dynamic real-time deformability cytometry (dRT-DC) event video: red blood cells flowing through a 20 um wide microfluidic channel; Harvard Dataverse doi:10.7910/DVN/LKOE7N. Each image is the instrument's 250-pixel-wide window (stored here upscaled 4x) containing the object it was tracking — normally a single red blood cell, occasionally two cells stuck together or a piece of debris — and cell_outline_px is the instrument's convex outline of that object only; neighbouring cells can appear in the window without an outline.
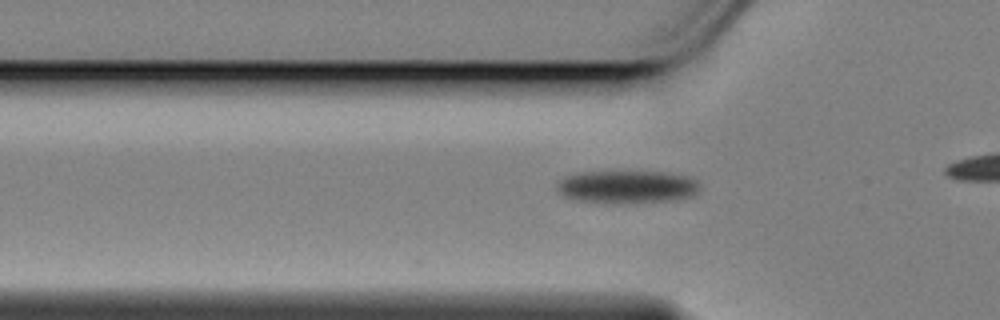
{"species": "Egyptian fruit bat (a non-hibernating species)", "species_latin": "Rousettus aegyptiacus", "temperature_condition": "cold", "stored_images_in_passage": 36, "camera_frame_rate_fps": 3000, "um_per_image_px": 0.085, "animal": {"sex": "female"}, "frame": {"image": 1, "passage_image": 8, "time_ms": 2.333, "image_size_px": [1000, 320], "cell_outline_px": [[700, 188], [692, 196], [672, 200], [620, 204], [612, 204], [576, 200], [564, 196], [556, 192], [556, 180], [564, 176], [580, 172], [668, 172], [692, 176], [700, 184]], "centroid_in_image_um": [53.26, 15.88], "position_along_channel_um": 72.5, "area_um2": 27.98}}
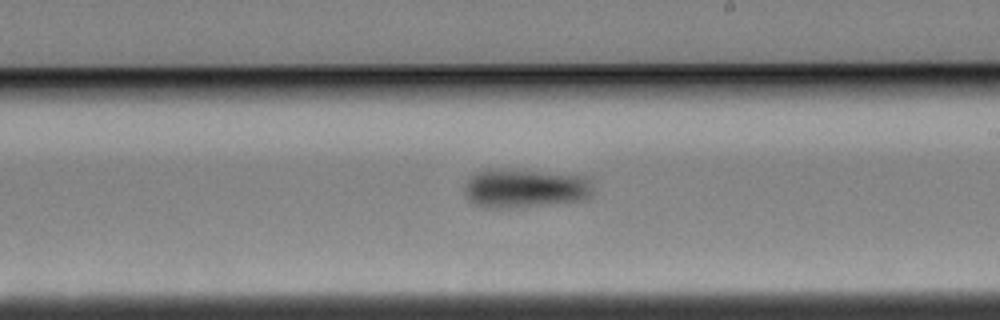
{"frame": {"image": 2, "passage_image": 23, "time_ms": 7.333, "image_size_px": [1000, 320], "cell_outline_px": [[592, 196], [588, 200], [516, 208], [484, 208], [472, 204], [468, 200], [464, 192], [464, 188], [468, 180], [476, 172], [484, 168], [492, 168], [592, 176]], "centroid_in_image_um": [44.65, 16.02], "position_along_channel_um": 244.3, "area_um2": 30.0}}
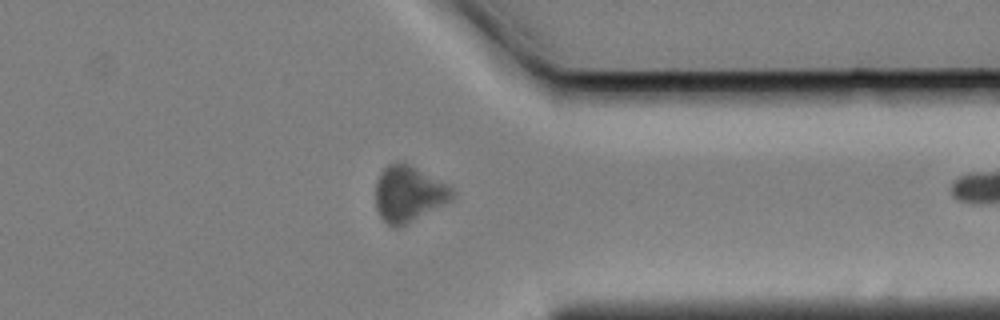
{"frame": {"image": 3, "passage_image": 35, "time_ms": 11.333, "image_size_px": [1000, 320], "cell_outline_px": [[456, 196], [452, 200], [400, 228], [392, 228], [380, 216], [376, 208], [376, 184], [380, 172], [388, 164], [396, 160], [400, 160], [448, 184], [456, 192]], "centroid_in_image_um": [34.74, 16.48], "position_along_channel_um": 376.7, "area_um2": 25.32}}